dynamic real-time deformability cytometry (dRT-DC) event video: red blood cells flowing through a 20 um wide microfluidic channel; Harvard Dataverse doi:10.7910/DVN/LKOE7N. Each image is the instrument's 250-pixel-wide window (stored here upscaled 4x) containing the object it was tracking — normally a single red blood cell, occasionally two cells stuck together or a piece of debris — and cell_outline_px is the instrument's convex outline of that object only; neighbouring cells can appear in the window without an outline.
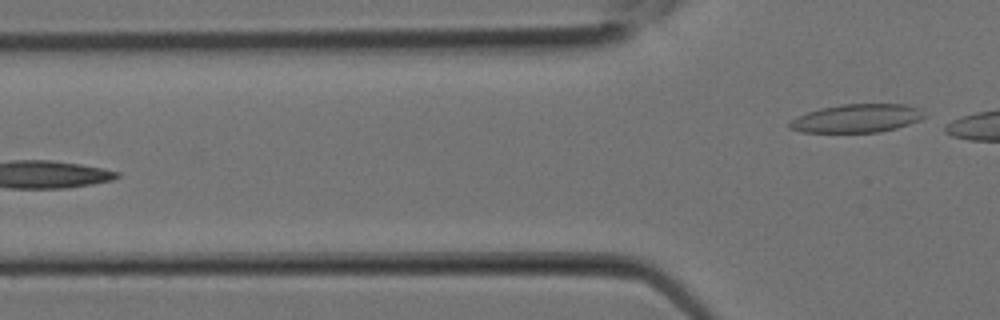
{"species": "Egyptian fruit bat (a non-hibernating species)", "species_latin": "Rousettus aegyptiacus", "temperature_condition": "room temperature", "stored_images_in_passage": 10, "segment_of_instrument_passage": [2, 2], "camera_frame_rate_fps": 3000, "um_per_image_px": 0.085, "animal": {"sex": "female"}, "frame": {"image": 1, "passage_image": 10, "time_ms": 3.0, "image_size_px": [1000, 320], "cell_outline_px": [[928, 116], [920, 120], [896, 128], [880, 132], [800, 132], [788, 128], [788, 124], [796, 116], [820, 108], [844, 104], [908, 104], [920, 108]], "centroid_in_image_um": [72.86, 10.05], "position_along_channel_um": 52.9, "area_um2": 22.43}}